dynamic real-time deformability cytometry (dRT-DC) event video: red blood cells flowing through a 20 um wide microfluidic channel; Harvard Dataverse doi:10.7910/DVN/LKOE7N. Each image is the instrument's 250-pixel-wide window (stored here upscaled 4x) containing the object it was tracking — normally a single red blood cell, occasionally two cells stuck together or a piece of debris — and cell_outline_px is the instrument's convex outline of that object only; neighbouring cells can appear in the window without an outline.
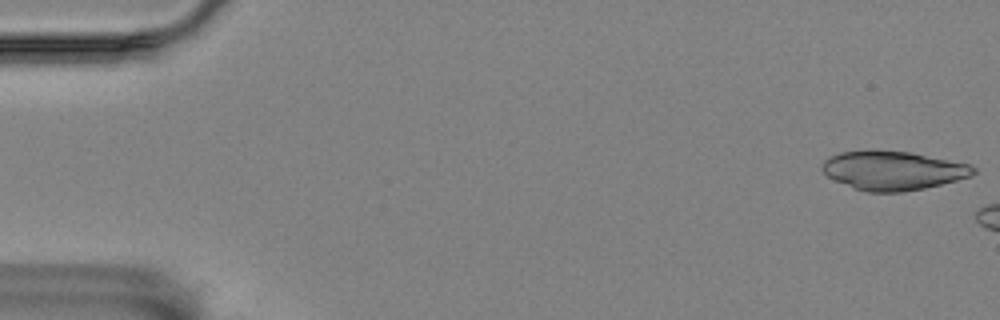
{"species": "Egyptian fruit bat (a non-hibernating species)", "species_latin": "Rousettus aegyptiacus", "temperature_condition": "room temperature", "stored_images_in_passage": 8, "camera_frame_rate_fps": 3000, "um_per_image_px": 0.085, "animal": {"sex": "female"}, "frame": {"image": 1, "passage_image": 1, "time_ms": 0.0, "image_size_px": [1000, 320], "cell_outline_px": [[976, 172], [972, 176], [924, 188], [904, 192], [868, 192], [852, 188], [828, 176], [820, 168], [824, 160], [828, 156], [840, 152], [872, 148], [912, 152], [968, 164], [976, 168]], "centroid_in_image_um": [75.86, 14.46], "position_along_channel_um": 9.1, "area_um2": 34.8}}